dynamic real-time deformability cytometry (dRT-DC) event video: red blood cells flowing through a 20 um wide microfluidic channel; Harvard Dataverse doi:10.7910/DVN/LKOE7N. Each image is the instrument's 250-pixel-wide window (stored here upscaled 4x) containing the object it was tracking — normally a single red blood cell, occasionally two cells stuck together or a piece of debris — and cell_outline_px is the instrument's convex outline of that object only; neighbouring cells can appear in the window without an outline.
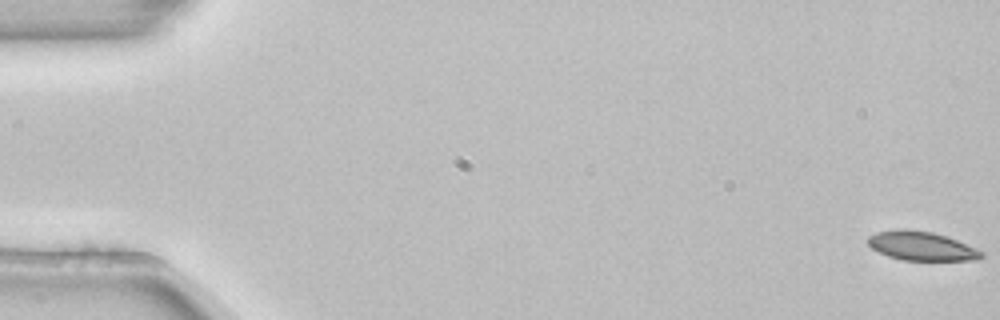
{"species": "common noctule bat (a hibernating species)", "species_latin": "Nyctalus noctula", "temperature_condition": "room temperature", "stored_images_in_passage": 5, "camera_frame_rate_fps": 3000, "um_per_image_px": 0.085, "animal": {"sex": "female", "body_mass_g": 22.7, "forearm_length_mm": 54.2}, "frame": {"image": 1, "passage_image": 1, "time_ms": 0.0, "image_size_px": [1000, 320], "cell_outline_px": [[984, 256], [980, 260], [904, 260], [888, 256], [872, 248], [868, 244], [868, 236], [876, 232], [900, 228], [904, 228], [932, 232], [956, 240], [984, 252]], "centroid_in_image_um": [78.32, 20.91], "position_along_channel_um": 6.7, "area_um2": 19.07}}
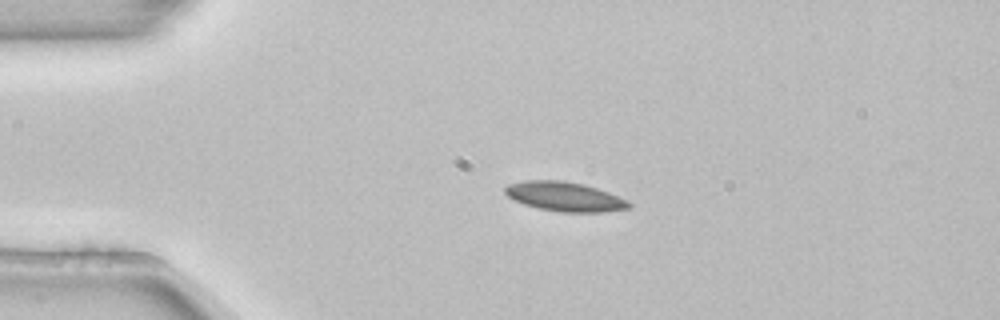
{"frame": {"image": 2, "passage_image": 4, "time_ms": 1.0, "image_size_px": [1000, 320], "cell_outline_px": [[632, 204], [628, 208], [604, 212], [560, 212], [540, 208], [524, 204], [508, 196], [504, 192], [504, 188], [508, 184], [524, 180], [564, 180], [584, 184], [608, 192], [628, 200]], "centroid_in_image_um": [48.0, 16.7], "position_along_channel_um": 37.0, "area_um2": 21.15}}